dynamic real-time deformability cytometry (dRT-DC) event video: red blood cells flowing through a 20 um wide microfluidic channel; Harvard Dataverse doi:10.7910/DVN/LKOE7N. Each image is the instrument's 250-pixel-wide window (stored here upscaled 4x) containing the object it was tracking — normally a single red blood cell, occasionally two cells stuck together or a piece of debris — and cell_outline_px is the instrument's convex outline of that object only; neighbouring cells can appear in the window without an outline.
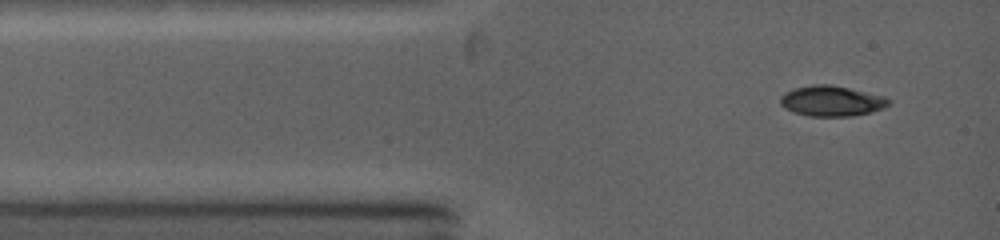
{"species": "common noctule bat (a hibernating species)", "species_latin": "Nyctalus noctula", "temperature_condition": "warm", "stored_images_in_passage": 8, "camera_frame_rate_fps": 5000, "um_per_image_px": 0.085, "animal": {"sex": "female", "body_mass_g": 19.0, "forearm_length_mm": 53.3}, "frame": {"image": 1, "passage_image": 1, "time_ms": 0.0, "image_size_px": [1000, 240], "cell_outline_px": [[892, 100], [888, 104], [872, 112], [852, 116], [808, 116], [784, 108], [780, 104], [780, 96], [784, 92], [796, 88], [816, 84], [832, 84], [884, 96]], "centroid_in_image_um": [70.67, 8.58], "position_along_channel_um": 14.3, "area_um2": 19.13}}
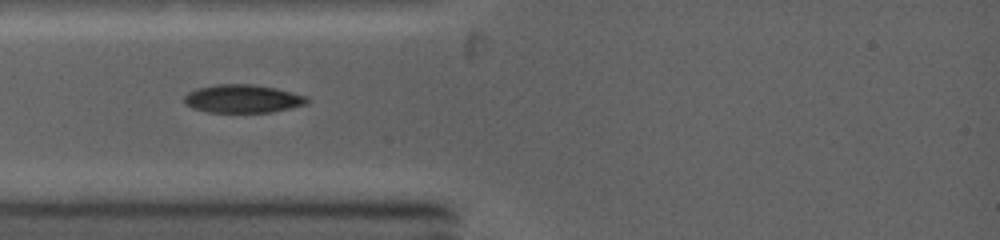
{"frame": {"image": 2, "passage_image": 4, "time_ms": 2.0, "image_size_px": [1000, 240], "cell_outline_px": [[308, 100], [304, 104], [288, 108], [268, 112], [208, 112], [192, 108], [184, 104], [184, 96], [188, 92], [196, 88], [216, 84], [252, 84], [276, 88], [308, 96]], "centroid_in_image_um": [20.57, 8.38], "position_along_channel_um": 64.4, "area_um2": 20.11}}
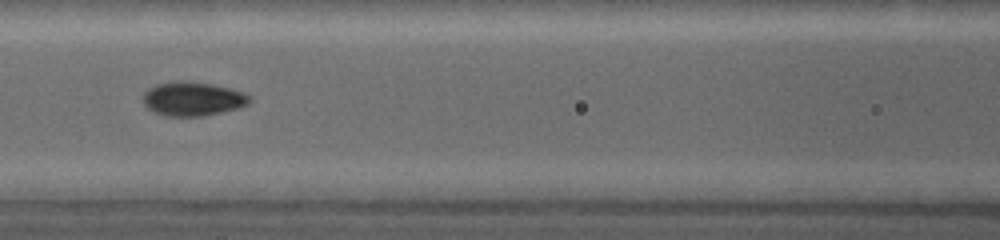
{"frame": {"image": 3, "passage_image": 7, "time_ms": 4.0, "image_size_px": [1000, 240], "cell_outline_px": [[252, 100], [248, 104], [240, 108], [204, 116], [164, 116], [152, 112], [144, 104], [144, 92], [148, 88], [156, 84], [176, 80], [184, 80], [212, 84], [244, 92], [252, 96]], "centroid_in_image_um": [16.39, 8.4], "position_along_channel_um": 150.2, "area_um2": 21.44}}